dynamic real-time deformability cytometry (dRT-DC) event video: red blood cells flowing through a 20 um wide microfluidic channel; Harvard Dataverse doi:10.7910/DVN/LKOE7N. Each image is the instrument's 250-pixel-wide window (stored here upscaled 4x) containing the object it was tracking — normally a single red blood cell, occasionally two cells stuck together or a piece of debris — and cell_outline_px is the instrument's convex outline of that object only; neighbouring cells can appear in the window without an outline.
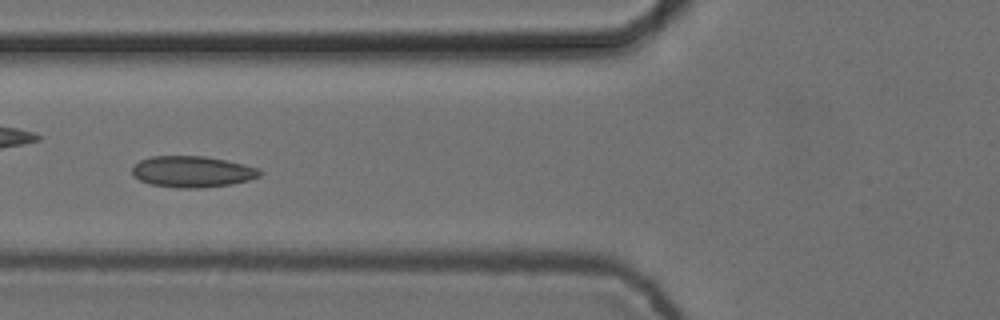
{"species": "common noctule bat (a hibernating species)", "species_latin": "Nyctalus noctula", "temperature_condition": "cold", "stored_images_in_passage": 10, "camera_frame_rate_fps": 3000, "um_per_image_px": 0.085, "animal": {"sex": "female", "body_mass_g": 24.6, "forearm_length_mm": 56.2}, "frame": {"image": 1, "passage_image": 5, "time_ms": 1.333, "image_size_px": [1000, 320], "cell_outline_px": [[264, 172], [260, 176], [248, 180], [232, 184], [200, 188], [176, 188], [152, 184], [140, 180], [132, 176], [132, 168], [140, 160], [152, 156], [204, 156], [228, 160], [260, 168]], "centroid_in_image_um": [16.38, 14.59], "position_along_channel_um": 109.4, "area_um2": 23.41}}
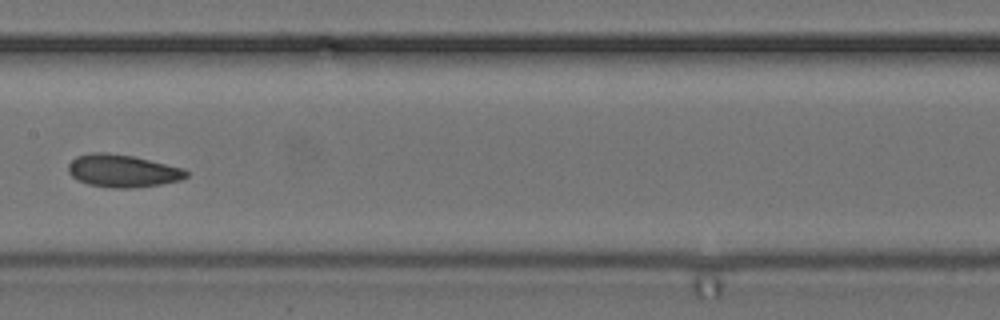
{"frame": {"image": 2, "passage_image": 7, "time_ms": 2.0, "image_size_px": [1000, 320], "cell_outline_px": [[188, 176], [180, 180], [160, 184], [132, 188], [112, 188], [88, 184], [76, 180], [68, 172], [68, 164], [76, 156], [92, 152], [104, 152], [132, 156], [184, 168], [188, 172]], "centroid_in_image_um": [10.4, 14.52], "position_along_channel_um": 197.0, "area_um2": 22.43}}
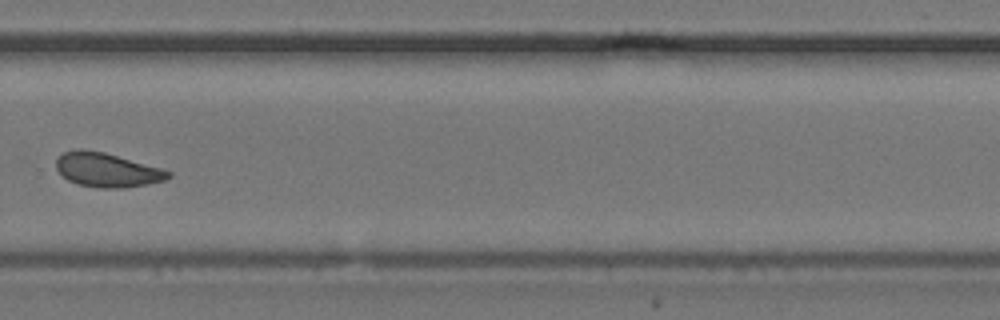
{"frame": {"image": 3, "passage_image": 10, "time_ms": 3.0, "image_size_px": [1000, 320], "cell_outline_px": [[172, 176], [164, 180], [148, 184], [124, 188], [100, 188], [80, 184], [68, 180], [56, 168], [56, 160], [64, 152], [76, 148], [84, 148], [104, 152], [160, 168], [172, 172]], "centroid_in_image_um": [9.09, 14.43], "position_along_channel_um": 320.7, "area_um2": 22.2}}